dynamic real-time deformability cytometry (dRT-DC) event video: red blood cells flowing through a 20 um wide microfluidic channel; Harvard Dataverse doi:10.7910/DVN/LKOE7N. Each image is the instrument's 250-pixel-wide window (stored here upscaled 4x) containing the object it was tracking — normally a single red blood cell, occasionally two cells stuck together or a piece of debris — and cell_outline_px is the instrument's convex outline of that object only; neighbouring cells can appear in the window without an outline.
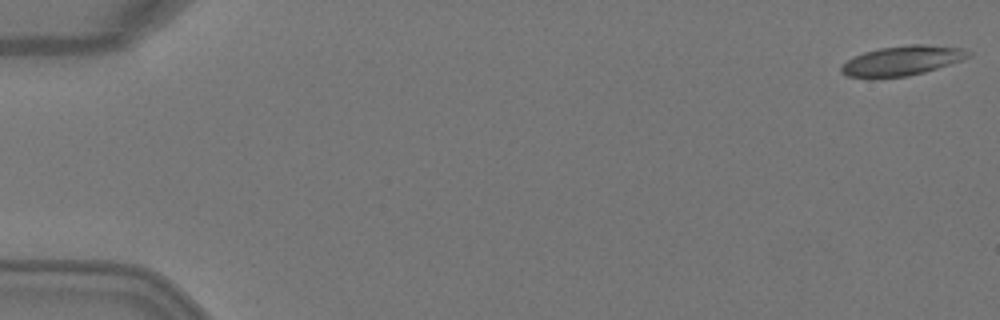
{"species": "Egyptian fruit bat (a non-hibernating species)", "species_latin": "Rousettus aegyptiacus", "temperature_condition": "warm", "stored_images_in_passage": 2, "camera_frame_rate_fps": 3000, "um_per_image_px": 0.085, "animal": {"sex": "female"}, "frame": {"image": 1, "passage_image": 2, "time_ms": 0.333, "image_size_px": [1000, 320], "cell_outline_px": [[972, 56], [924, 72], [908, 76], [848, 76], [840, 72], [840, 64], [864, 52], [880, 48], [908, 44], [924, 44], [964, 48], [972, 52]], "centroid_in_image_um": [76.72, 5.12], "position_along_channel_um": 8.3, "area_um2": 21.56}}